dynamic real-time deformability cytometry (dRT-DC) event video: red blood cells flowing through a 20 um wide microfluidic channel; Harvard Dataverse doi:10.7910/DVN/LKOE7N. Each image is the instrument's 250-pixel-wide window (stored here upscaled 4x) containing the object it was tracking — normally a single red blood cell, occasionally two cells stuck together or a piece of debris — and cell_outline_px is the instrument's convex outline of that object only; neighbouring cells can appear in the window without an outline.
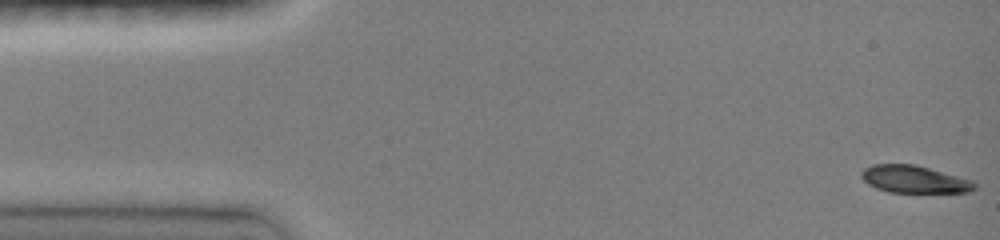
{"species": "common noctule bat (a hibernating species)", "species_latin": "Nyctalus noctula", "temperature_condition": "room temperature", "stored_images_in_passage": 3, "camera_frame_rate_fps": 3000, "um_per_image_px": 0.085, "animal": {"sex": "female", "body_mass_g": 19.0, "forearm_length_mm": 51.5}, "frame": {"image": 1, "passage_image": 1, "time_ms": 0.0, "image_size_px": [1000, 240], "cell_outline_px": [[976, 188], [968, 192], [888, 192], [876, 188], [868, 184], [860, 176], [860, 172], [864, 168], [872, 164], [916, 164], [972, 180], [976, 184]], "centroid_in_image_um": [77.68, 15.23], "position_along_channel_um": 7.3, "area_um2": 18.09}}